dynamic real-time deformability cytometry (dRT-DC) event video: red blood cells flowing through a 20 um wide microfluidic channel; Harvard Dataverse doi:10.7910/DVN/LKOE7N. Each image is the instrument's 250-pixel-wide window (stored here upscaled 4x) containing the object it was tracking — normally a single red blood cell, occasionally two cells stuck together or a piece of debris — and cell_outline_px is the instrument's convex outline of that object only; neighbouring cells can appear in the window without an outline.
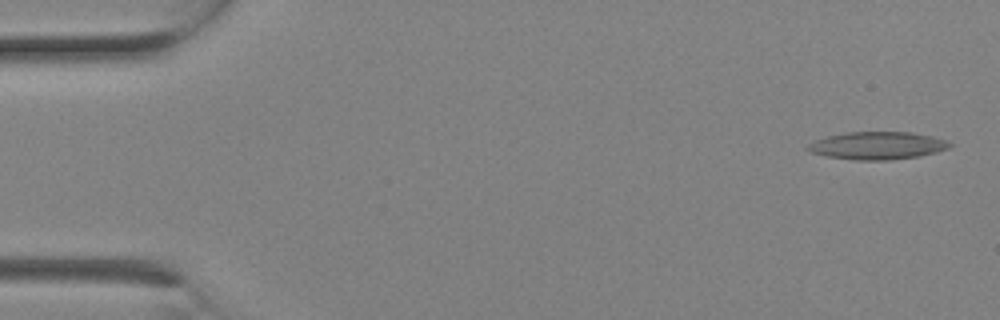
{"species": "Egyptian fruit bat (a non-hibernating species)", "species_latin": "Rousettus aegyptiacus", "temperature_condition": "room temperature", "stored_images_in_passage": 3, "camera_frame_rate_fps": 3000, "um_per_image_px": 0.085, "animal": {"sex": "female"}, "frame": {"image": 1, "passage_image": 1, "time_ms": 0.0, "image_size_px": [1000, 320], "cell_outline_px": [[952, 144], [948, 148], [936, 152], [920, 156], [888, 160], [856, 160], [828, 156], [812, 152], [804, 148], [808, 144], [816, 140], [828, 136], [844, 132], [912, 132], [932, 136], [944, 140]], "centroid_in_image_um": [74.57, 12.37], "position_along_channel_um": 10.4, "area_um2": 22.72}}